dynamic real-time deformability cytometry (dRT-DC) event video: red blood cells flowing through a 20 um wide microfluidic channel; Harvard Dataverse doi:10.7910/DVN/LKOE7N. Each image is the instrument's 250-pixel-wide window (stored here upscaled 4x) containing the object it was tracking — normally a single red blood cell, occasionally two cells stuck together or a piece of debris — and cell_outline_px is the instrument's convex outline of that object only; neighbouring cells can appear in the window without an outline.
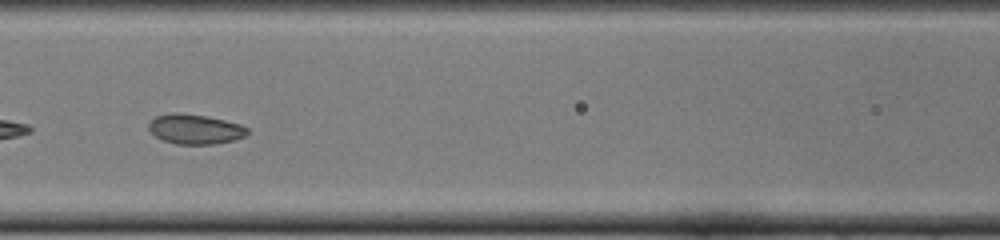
{"species": "common noctule bat (a hibernating species)", "species_latin": "Nyctalus noctula", "temperature_condition": "cold", "stored_images_in_passage": 32, "camera_frame_rate_fps": 3000, "um_per_image_px": 0.085, "animal": {"sex": "female", "body_mass_g": 22.0, "forearm_length_mm": 56.7}, "frame": {"image": 1, "passage_image": 19, "time_ms": 6.0, "image_size_px": [1000, 240], "cell_outline_px": [[248, 132], [244, 136], [232, 140], [212, 144], [176, 144], [160, 140], [148, 128], [148, 124], [156, 116], [172, 112], [176, 112], [204, 116], [224, 120], [240, 124], [248, 128]], "centroid_in_image_um": [16.55, 10.98], "position_along_channel_um": 150.1, "area_um2": 16.99}}
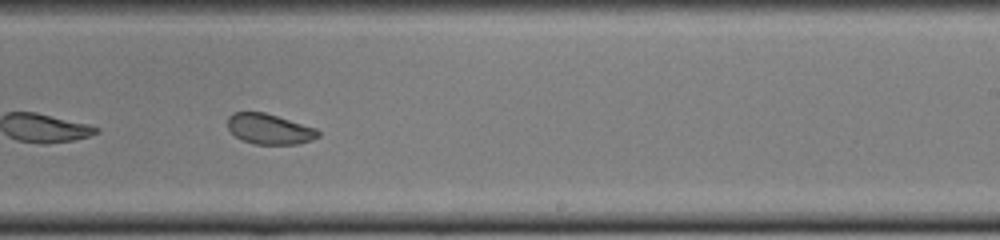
{"frame": {"image": 2, "passage_image": 28, "time_ms": 9.0, "image_size_px": [1000, 240], "cell_outline_px": [[320, 136], [312, 140], [296, 144], [252, 144], [240, 140], [228, 128], [228, 116], [232, 112], [264, 112], [316, 128], [320, 132]], "centroid_in_image_um": [22.89, 10.97], "position_along_channel_um": 266.1, "area_um2": 16.07}}